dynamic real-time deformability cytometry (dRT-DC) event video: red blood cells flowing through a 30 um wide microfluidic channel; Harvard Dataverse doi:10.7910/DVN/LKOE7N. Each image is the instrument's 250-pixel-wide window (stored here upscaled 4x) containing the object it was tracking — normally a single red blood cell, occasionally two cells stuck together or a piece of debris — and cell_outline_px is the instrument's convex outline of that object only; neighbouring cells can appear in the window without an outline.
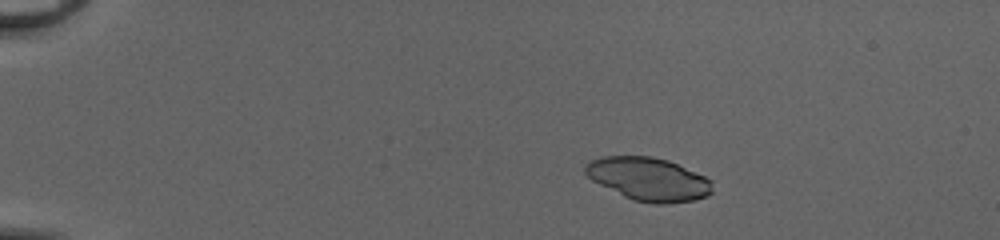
{"species": "common noctule bat (a hibernating species)", "species_latin": "Nyctalus noctula", "temperature_condition": "cold", "stored_images_in_passage": 52, "camera_frame_rate_fps": 3000, "um_per_image_px": 0.085, "animal": {"sex": "female", "body_mass_g": 20.0, "forearm_length_mm": 54.0}, "frame": {"image": 1, "passage_image": 11, "time_ms": 3.333, "image_size_px": [1000, 240], "cell_outline_px": [[712, 192], [708, 196], [692, 200], [664, 204], [656, 204], [632, 200], [592, 180], [584, 172], [584, 164], [600, 156], [652, 156], [668, 160], [704, 176], [712, 180]], "centroid_in_image_um": [55.11, 15.21], "position_along_channel_um": 29.9, "area_um2": 31.91}}